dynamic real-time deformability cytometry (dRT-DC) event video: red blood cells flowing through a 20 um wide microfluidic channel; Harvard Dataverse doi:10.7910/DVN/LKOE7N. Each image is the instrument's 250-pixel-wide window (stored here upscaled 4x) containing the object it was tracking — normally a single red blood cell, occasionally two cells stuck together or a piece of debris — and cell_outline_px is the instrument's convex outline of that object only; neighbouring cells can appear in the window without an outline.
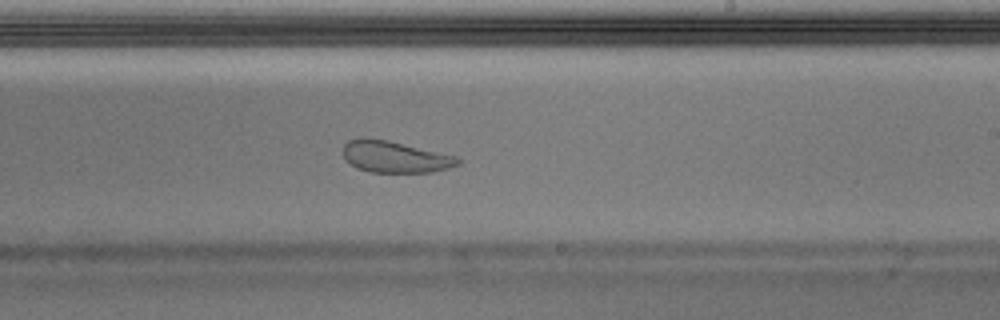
{"species": "Egyptian fruit bat (a non-hibernating species)", "species_latin": "Rousettus aegyptiacus", "temperature_condition": "warm", "stored_images_in_passage": 51, "camera_frame_rate_fps": 3000, "um_per_image_px": 0.085, "animal": {"sex": "male"}, "frame": {"image": 1, "passage_image": 30, "time_ms": 9.667, "image_size_px": [1000, 320], "cell_outline_px": [[460, 164], [448, 168], [432, 172], [368, 172], [356, 168], [344, 160], [344, 144], [348, 140], [388, 140], [456, 156], [460, 160]], "centroid_in_image_um": [33.59, 13.37], "position_along_channel_um": 255.4, "area_um2": 20.69}}
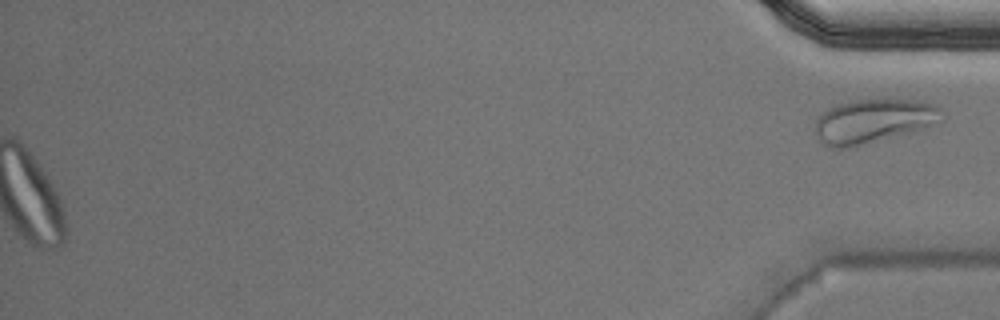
{"frame": {"image": 2, "passage_image": 51, "time_ms": 16.667, "image_size_px": [1000, 320], "cell_outline_px": [[944, 120], [936, 124], [924, 128], [852, 148], [832, 148], [824, 144], [816, 136], [816, 120], [828, 108], [836, 104], [856, 100], [920, 100], [936, 104], [940, 108]], "centroid_in_image_um": [74.27, 10.3], "position_along_channel_um": 360.9, "area_um2": 32.54}}